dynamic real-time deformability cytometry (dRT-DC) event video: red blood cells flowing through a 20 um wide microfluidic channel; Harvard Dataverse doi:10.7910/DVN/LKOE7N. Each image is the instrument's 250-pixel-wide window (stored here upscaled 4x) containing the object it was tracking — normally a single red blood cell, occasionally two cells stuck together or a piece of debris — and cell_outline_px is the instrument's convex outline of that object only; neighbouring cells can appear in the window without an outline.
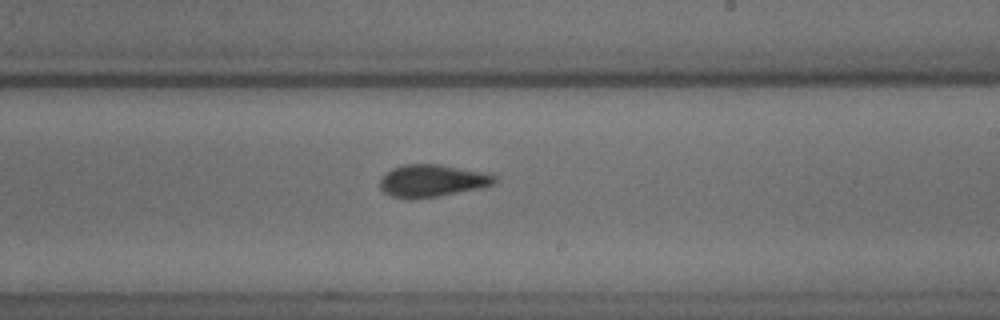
{"species": "common noctule bat (a hibernating species)", "species_latin": "Nyctalus noctula", "temperature_condition": "cold", "stored_images_in_passage": 26, "camera_frame_rate_fps": 3000, "um_per_image_px": 0.085, "animal": {"sex": "male", "body_mass_g": 18.8}, "frame": {"image": 1, "passage_image": 26, "time_ms": 8.333, "image_size_px": [1000, 320], "cell_outline_px": [[496, 180], [492, 184], [480, 188], [436, 196], [412, 200], [408, 200], [392, 196], [384, 192], [380, 188], [380, 180], [392, 168], [404, 164], [436, 164], [492, 172], [496, 176]], "centroid_in_image_um": [36.76, 15.36], "position_along_channel_um": 252.2, "area_um2": 21.73}}